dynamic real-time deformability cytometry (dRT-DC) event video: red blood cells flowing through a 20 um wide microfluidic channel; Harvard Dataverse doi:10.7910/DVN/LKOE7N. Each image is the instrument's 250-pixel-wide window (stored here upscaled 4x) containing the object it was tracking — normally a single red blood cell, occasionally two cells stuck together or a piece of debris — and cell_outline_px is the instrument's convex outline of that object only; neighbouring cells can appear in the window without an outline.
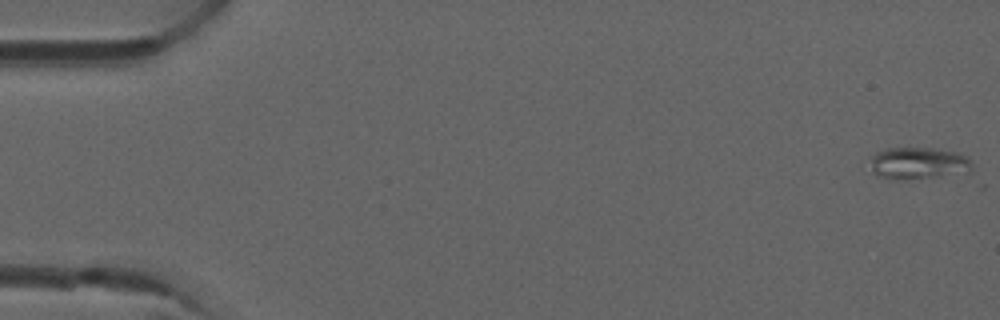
{"species": "common noctule bat (a hibernating species)", "species_latin": "Nyctalus noctula", "temperature_condition": "room temperature", "stored_images_in_passage": 4, "camera_frame_rate_fps": 3000, "um_per_image_px": 0.085, "animal": {"sex": "male", "forearm_length_mm": 52.5}, "frame": {"image": 1, "passage_image": 1, "time_ms": 0.0, "image_size_px": [1000, 320], "cell_outline_px": [[972, 172], [900, 180], [876, 176], [872, 172], [872, 156], [876, 152], [888, 148], [936, 148], [956, 152], [968, 156], [972, 164]], "centroid_in_image_um": [78.09, 13.87], "position_along_channel_um": 6.9, "area_um2": 19.02}}